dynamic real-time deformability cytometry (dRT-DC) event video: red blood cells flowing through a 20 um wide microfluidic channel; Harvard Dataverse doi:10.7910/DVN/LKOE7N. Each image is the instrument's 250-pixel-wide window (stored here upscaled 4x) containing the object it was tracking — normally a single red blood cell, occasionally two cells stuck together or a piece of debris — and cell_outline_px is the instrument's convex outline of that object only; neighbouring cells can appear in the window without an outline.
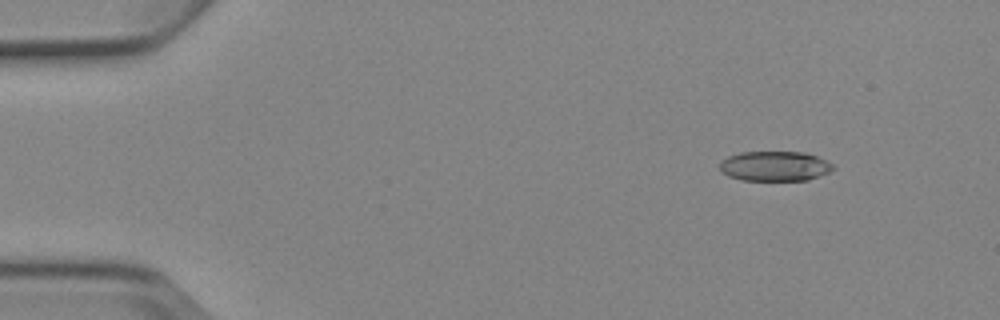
{"species": "Egyptian fruit bat (a non-hibernating species)", "species_latin": "Rousettus aegyptiacus", "temperature_condition": "cold", "stored_images_in_passage": 4, "camera_frame_rate_fps": 3000, "um_per_image_px": 0.085, "animal": {"sex": "female"}, "frame": {"image": 1, "passage_image": 2, "time_ms": 1.0, "image_size_px": [1000, 320], "cell_outline_px": [[836, 168], [828, 172], [808, 180], [740, 180], [728, 176], [720, 172], [720, 164], [728, 156], [740, 152], [804, 152], [828, 160]], "centroid_in_image_um": [65.86, 14.12], "position_along_channel_um": 19.1, "area_um2": 19.77}}